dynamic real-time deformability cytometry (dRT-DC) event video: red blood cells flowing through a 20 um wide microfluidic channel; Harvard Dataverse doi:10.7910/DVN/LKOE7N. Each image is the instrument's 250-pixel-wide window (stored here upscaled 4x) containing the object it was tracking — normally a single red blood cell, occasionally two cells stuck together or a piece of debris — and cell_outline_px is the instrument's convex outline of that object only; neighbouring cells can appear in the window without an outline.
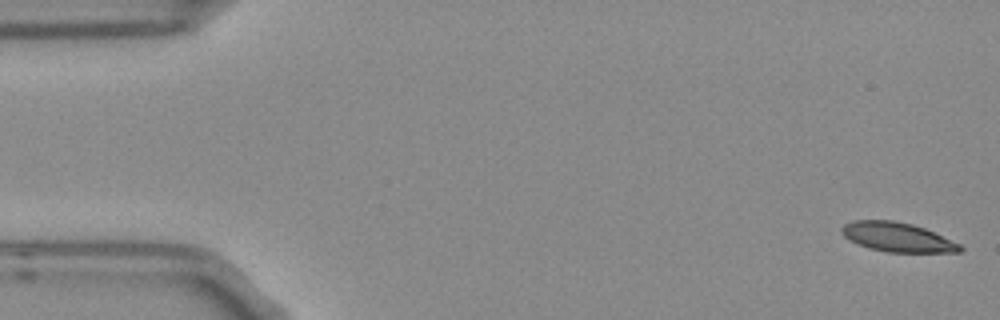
{"species": "Egyptian fruit bat (a non-hibernating species)", "species_latin": "Rousettus aegyptiacus", "temperature_condition": "room temperature", "stored_images_in_passage": 5, "segment_of_instrument_passage": [1, 2], "camera_frame_rate_fps": 3000, "um_per_image_px": 0.085, "frame": {"image": 1, "passage_image": 1, "time_ms": 0.0, "image_size_px": [1000, 320], "cell_outline_px": [[964, 248], [960, 252], [888, 252], [868, 248], [844, 236], [840, 232], [840, 228], [844, 224], [852, 220], [892, 220], [912, 224], [924, 228], [960, 244]], "centroid_in_image_um": [76.26, 20.15], "position_along_channel_um": 8.7, "area_um2": 20.06}}